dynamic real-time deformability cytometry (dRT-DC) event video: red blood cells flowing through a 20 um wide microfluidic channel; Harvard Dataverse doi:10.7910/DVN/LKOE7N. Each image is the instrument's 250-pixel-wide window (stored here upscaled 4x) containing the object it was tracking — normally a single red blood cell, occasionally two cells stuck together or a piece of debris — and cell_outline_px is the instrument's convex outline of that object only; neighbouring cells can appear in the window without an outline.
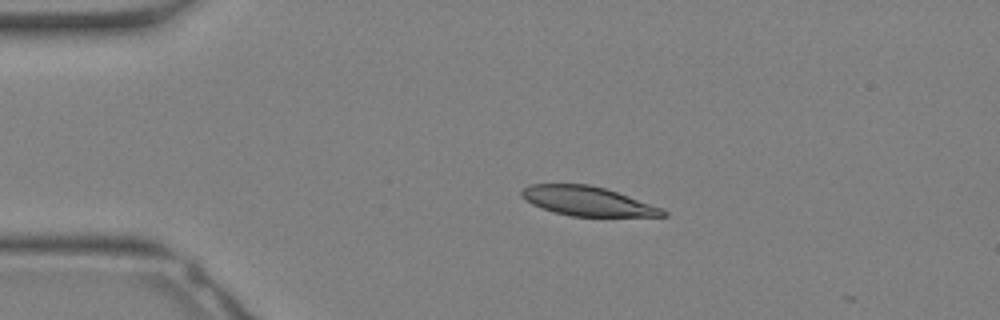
{"species": "Egyptian fruit bat (a non-hibernating species)", "species_latin": "Rousettus aegyptiacus", "temperature_condition": "warm", "stored_images_in_passage": 33, "camera_frame_rate_fps": 3000, "um_per_image_px": 0.085, "animal": {"sex": "female"}, "frame": {"image": 1, "passage_image": 6, "time_ms": 1.667, "image_size_px": [1000, 320], "cell_outline_px": [[668, 216], [572, 216], [556, 212], [532, 204], [524, 200], [520, 196], [520, 192], [528, 184], [588, 184], [604, 188], [628, 196], [660, 208], [668, 212]], "centroid_in_image_um": [49.89, 17.09], "position_along_channel_um": 35.1, "area_um2": 23.76}}
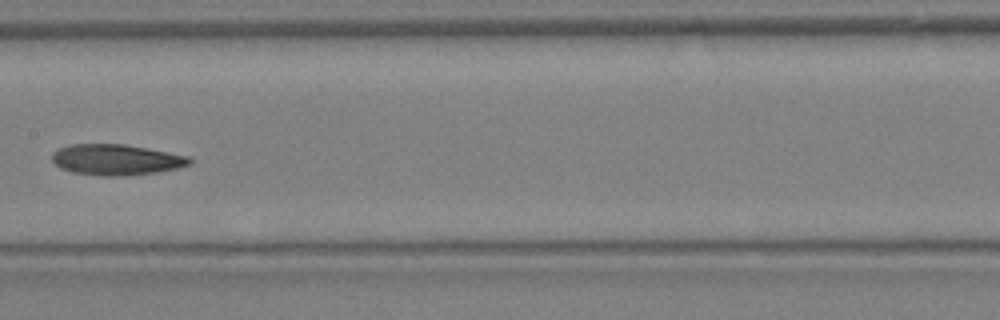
{"frame": {"image": 2, "passage_image": 16, "time_ms": 5.0, "image_size_px": [1000, 320], "cell_outline_px": [[192, 164], [176, 168], [156, 172], [120, 176], [104, 176], [72, 172], [60, 168], [52, 160], [52, 152], [60, 148], [72, 144], [124, 144], [188, 156], [192, 160]], "centroid_in_image_um": [9.86, 13.57], "position_along_channel_um": 197.5, "area_um2": 24.45}}
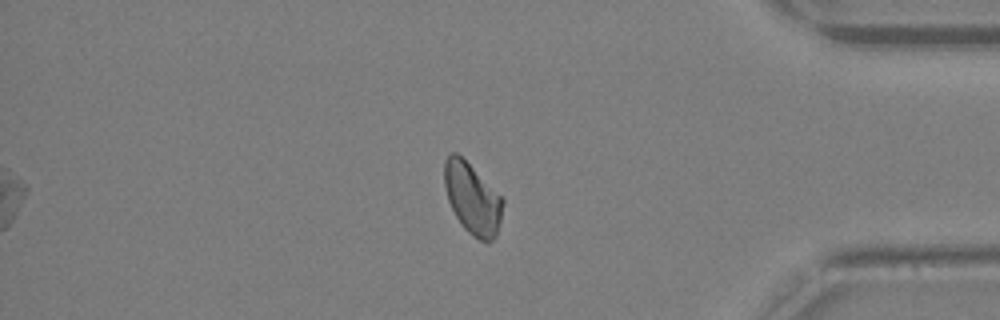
{"frame": {"image": 3, "passage_image": 27, "time_ms": 8.667, "image_size_px": [1000, 320], "cell_outline_px": [[504, 204], [496, 236], [488, 244], [472, 236], [464, 228], [456, 216], [448, 200], [444, 188], [444, 160], [452, 152], [456, 152], [504, 200]], "centroid_in_image_um": [40.13, 16.92], "position_along_channel_um": 395.1, "area_um2": 23.76}}